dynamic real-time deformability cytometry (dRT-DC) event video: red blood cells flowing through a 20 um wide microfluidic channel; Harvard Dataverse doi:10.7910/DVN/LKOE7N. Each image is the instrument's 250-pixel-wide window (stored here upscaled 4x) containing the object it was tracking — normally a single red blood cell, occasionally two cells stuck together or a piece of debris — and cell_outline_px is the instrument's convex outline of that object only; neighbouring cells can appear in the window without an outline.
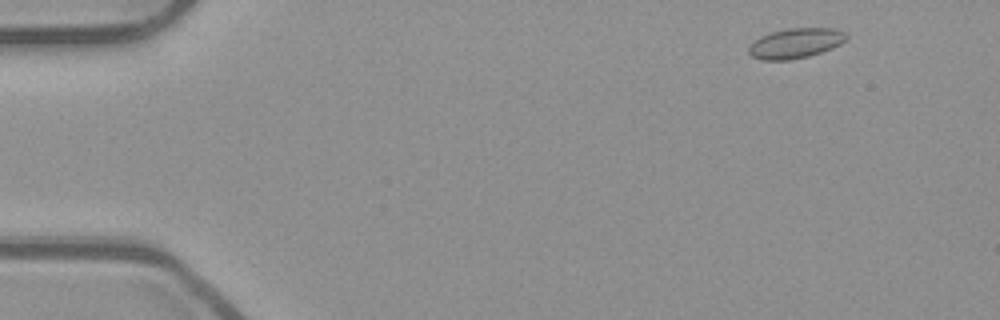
{"species": "common noctule bat (a hibernating species)", "species_latin": "Nyctalus noctula", "temperature_condition": "room temperature", "stored_images_in_passage": 51, "camera_frame_rate_fps": 3000, "um_per_image_px": 0.085, "animal": {"sex": "male", "body_mass_g": 23.1, "forearm_length_mm": 52.7}, "frame": {"image": 1, "passage_image": 3, "time_ms": 0.667, "image_size_px": [1000, 320], "cell_outline_px": [[848, 36], [840, 44], [820, 52], [808, 56], [788, 60], [764, 60], [752, 56], [748, 52], [748, 48], [760, 36], [772, 32], [788, 28], [832, 28], [844, 32]], "centroid_in_image_um": [67.61, 3.67], "position_along_channel_um": 17.4, "area_um2": 16.76}}
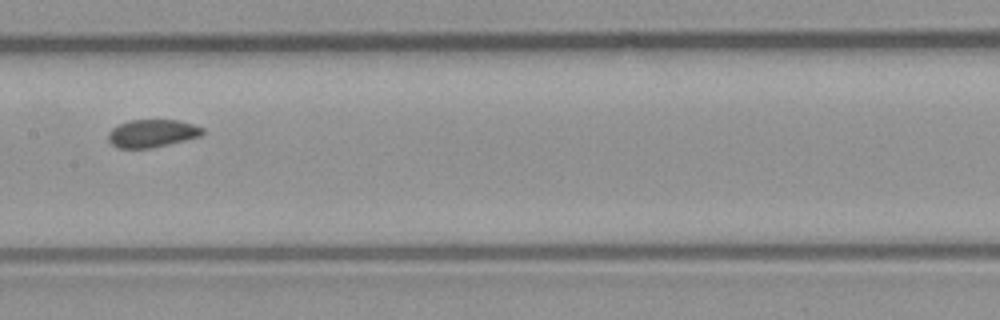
{"frame": {"image": 2, "passage_image": 25, "time_ms": 8.0, "image_size_px": [1000, 320], "cell_outline_px": [[204, 132], [200, 136], [152, 148], [120, 148], [112, 144], [108, 140], [108, 132], [112, 128], [128, 120], [180, 120], [204, 128]], "centroid_in_image_um": [12.92, 11.33], "position_along_channel_um": 194.5, "area_um2": 15.2}}
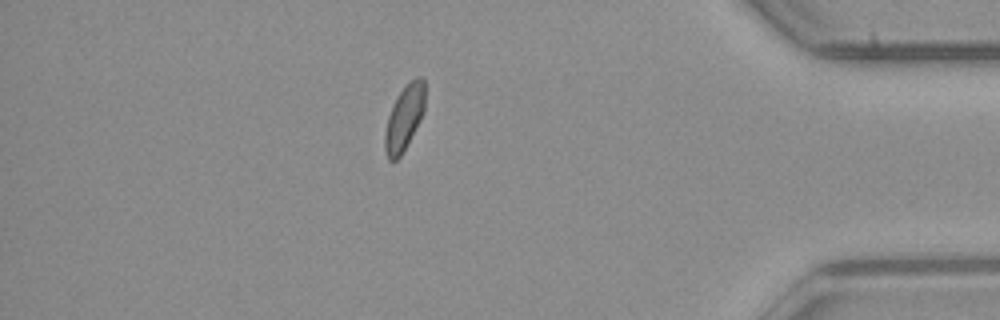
{"frame": {"image": 3, "passage_image": 44, "time_ms": 14.333, "image_size_px": [1000, 320], "cell_outline_px": [[424, 112], [420, 120], [400, 156], [396, 160], [388, 160], [384, 148], [384, 136], [388, 116], [392, 104], [400, 92], [416, 76], [424, 76]], "centroid_in_image_um": [34.35, 10.01], "position_along_channel_um": 400.8, "area_um2": 14.97}, "authors_computed_cell_mechanics": {"area_um2": 15.7794, "velocity_mm_per_s": 3.8956, "shape_relaxation_time_tau1_ms": 7.7872, "shape_relaxation_time_tau2_ms": 1.3511, "deformation_change_tau1": 0.0691, "deformation_change_tau2": 0.0505}}